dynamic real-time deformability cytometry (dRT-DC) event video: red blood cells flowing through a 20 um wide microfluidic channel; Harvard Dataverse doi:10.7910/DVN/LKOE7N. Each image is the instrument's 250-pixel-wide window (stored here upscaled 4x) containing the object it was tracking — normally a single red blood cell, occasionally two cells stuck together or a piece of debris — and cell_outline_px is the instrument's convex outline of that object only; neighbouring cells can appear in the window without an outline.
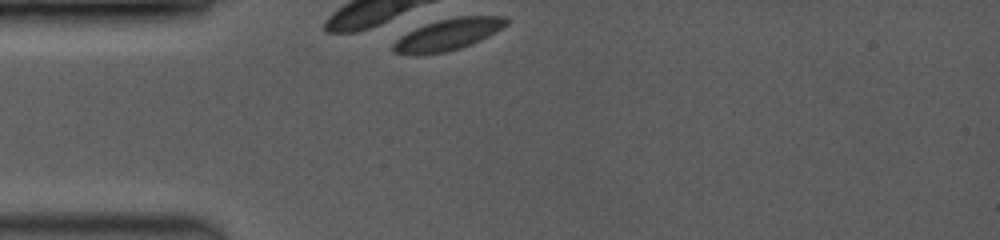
{"species": "common noctule bat (a hibernating species)", "species_latin": "Nyctalus noctula", "temperature_condition": "room temperature", "stored_images_in_passage": 1, "camera_frame_rate_fps": 3500, "um_per_image_px": 0.085, "animal": {"sex": "female", "body_mass_g": 19.0, "forearm_length_mm": 53.3}, "frame": {"image": 1, "passage_image": 1, "time_ms": 0.0, "image_size_px": [1000, 240], "cell_outline_px": [[508, 24], [496, 32], [480, 40], [460, 48], [444, 52], [392, 52], [392, 44], [400, 36], [416, 28], [440, 20], [460, 16], [504, 16], [508, 20]], "centroid_in_image_um": [38.16, 2.89], "position_along_channel_um": 46.8, "area_um2": 19.88}}